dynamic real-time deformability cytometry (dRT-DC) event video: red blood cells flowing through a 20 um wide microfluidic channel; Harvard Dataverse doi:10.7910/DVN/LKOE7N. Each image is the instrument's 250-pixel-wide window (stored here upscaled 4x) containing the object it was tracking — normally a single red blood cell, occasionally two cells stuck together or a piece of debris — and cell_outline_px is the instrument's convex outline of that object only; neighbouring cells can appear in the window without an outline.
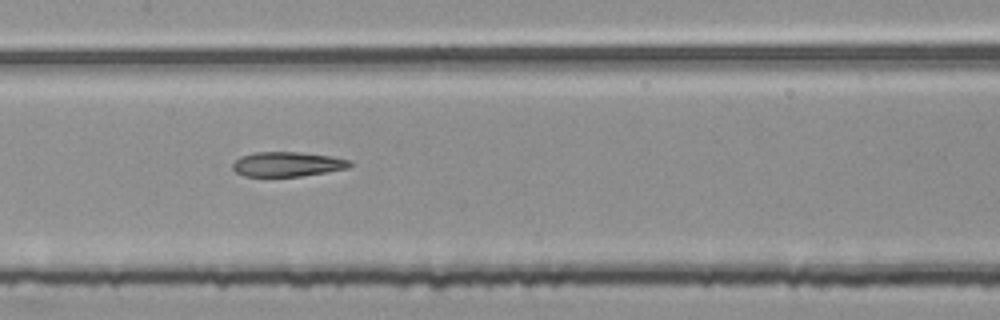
{"species": "common noctule bat (a hibernating species)", "species_latin": "Nyctalus noctula", "temperature_condition": "room temperature", "stored_images_in_passage": 47, "segment_of_instrument_passage": [2, 2], "camera_frame_rate_fps": 3000, "um_per_image_px": 0.085, "animal": {"sex": "female", "body_mass_g": 25.1}, "frame": {"image": 1, "passage_image": 20, "time_ms": 6.333, "image_size_px": [1000, 320], "cell_outline_px": [[352, 164], [348, 168], [300, 176], [244, 176], [236, 172], [232, 168], [232, 164], [240, 156], [256, 152], [300, 152], [332, 156], [352, 160]], "centroid_in_image_um": [24.43, 13.94], "position_along_channel_um": 183.0, "area_um2": 16.82}}
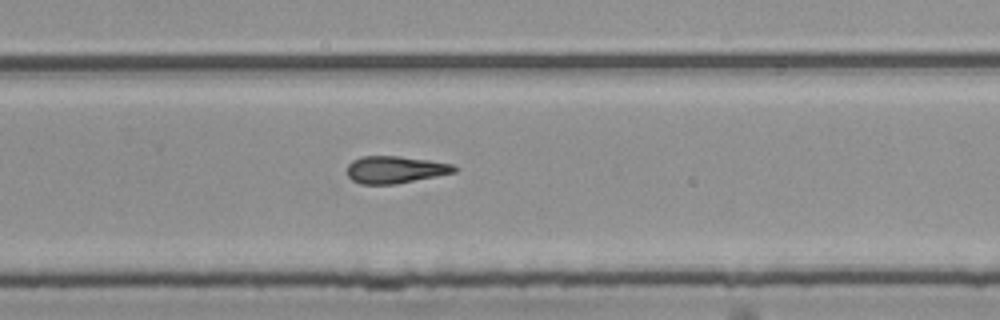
{"frame": {"image": 2, "passage_image": 29, "time_ms": 9.333, "image_size_px": [1000, 320], "cell_outline_px": [[460, 168], [456, 172], [436, 176], [392, 184], [360, 184], [352, 180], [348, 176], [348, 164], [352, 160], [360, 156], [400, 156], [456, 164]], "centroid_in_image_um": [33.62, 14.4], "position_along_channel_um": 296.2, "area_um2": 17.05}}
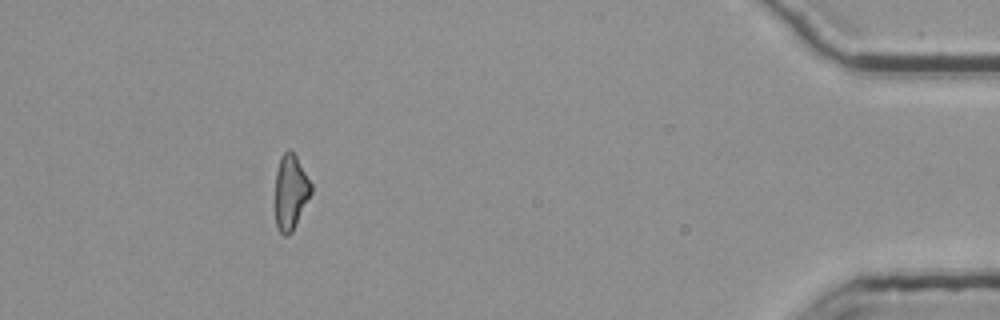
{"frame": {"image": 3, "passage_image": 43, "time_ms": 14.0, "image_size_px": [1000, 320], "cell_outline_px": [[312, 192], [292, 232], [288, 236], [284, 236], [280, 232], [276, 224], [276, 172], [280, 156], [288, 148], [296, 156], [312, 184]], "centroid_in_image_um": [24.71, 16.32], "position_along_channel_um": 410.5, "area_um2": 15.61}}